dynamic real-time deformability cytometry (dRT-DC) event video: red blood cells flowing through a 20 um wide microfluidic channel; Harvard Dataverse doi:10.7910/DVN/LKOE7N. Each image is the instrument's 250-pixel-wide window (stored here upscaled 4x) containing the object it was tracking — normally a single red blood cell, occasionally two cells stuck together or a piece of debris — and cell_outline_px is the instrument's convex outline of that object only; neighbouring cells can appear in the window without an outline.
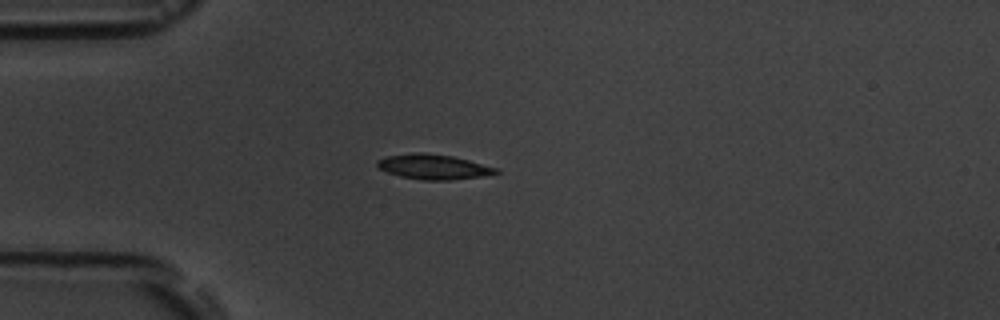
{"species": "common noctule bat (a hibernating species)", "species_latin": "Nyctalus noctula", "temperature_condition": "room temperature", "stored_images_in_passage": 1, "camera_frame_rate_fps": 3000, "um_per_image_px": 0.085, "animal": {"sex": "male", "body_mass_g": 19.5, "forearm_length_mm": 54.6}, "frame": {"image": 1, "passage_image": 1, "time_ms": 0.0, "image_size_px": [1000, 320], "cell_outline_px": [[500, 172], [480, 176], [452, 180], [420, 180], [400, 176], [388, 172], [380, 168], [376, 164], [376, 160], [384, 156], [416, 152], [424, 152], [452, 156], [468, 160], [496, 168]], "centroid_in_image_um": [36.78, 14.17], "position_along_channel_um": 48.2, "area_um2": 17.17}}